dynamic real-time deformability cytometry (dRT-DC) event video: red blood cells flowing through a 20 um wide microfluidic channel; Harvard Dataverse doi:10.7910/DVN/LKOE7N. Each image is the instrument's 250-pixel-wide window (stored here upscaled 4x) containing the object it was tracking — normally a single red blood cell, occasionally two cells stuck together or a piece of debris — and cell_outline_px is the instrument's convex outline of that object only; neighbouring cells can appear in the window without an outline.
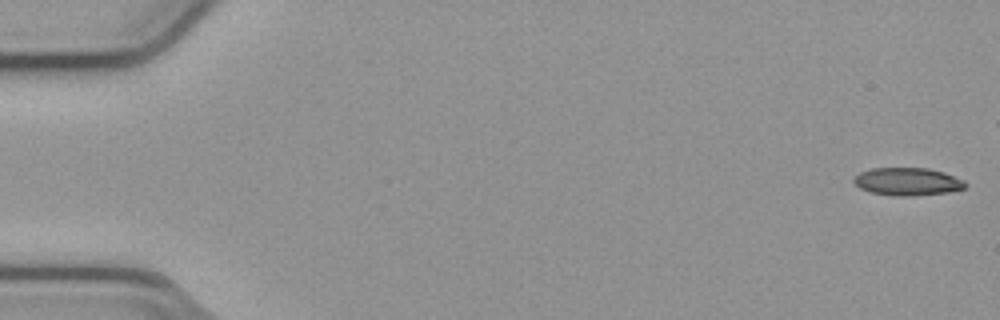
{"species": "common noctule bat (a hibernating species)", "species_latin": "Nyctalus noctula", "temperature_condition": "cold", "stored_images_in_passage": 17, "camera_frame_rate_fps": 3000, "um_per_image_px": 0.085, "animal": {"sex": "male", "body_mass_g": 23.1, "forearm_length_mm": 52.7}, "frame": {"image": 1, "passage_image": 1, "time_ms": 0.0, "image_size_px": [1000, 320], "cell_outline_px": [[968, 184], [964, 188], [948, 192], [912, 196], [896, 196], [872, 192], [860, 188], [852, 180], [860, 172], [872, 168], [928, 168], [944, 172], [964, 180]], "centroid_in_image_um": [77.16, 15.43], "position_along_channel_um": 7.8, "area_um2": 17.98}}